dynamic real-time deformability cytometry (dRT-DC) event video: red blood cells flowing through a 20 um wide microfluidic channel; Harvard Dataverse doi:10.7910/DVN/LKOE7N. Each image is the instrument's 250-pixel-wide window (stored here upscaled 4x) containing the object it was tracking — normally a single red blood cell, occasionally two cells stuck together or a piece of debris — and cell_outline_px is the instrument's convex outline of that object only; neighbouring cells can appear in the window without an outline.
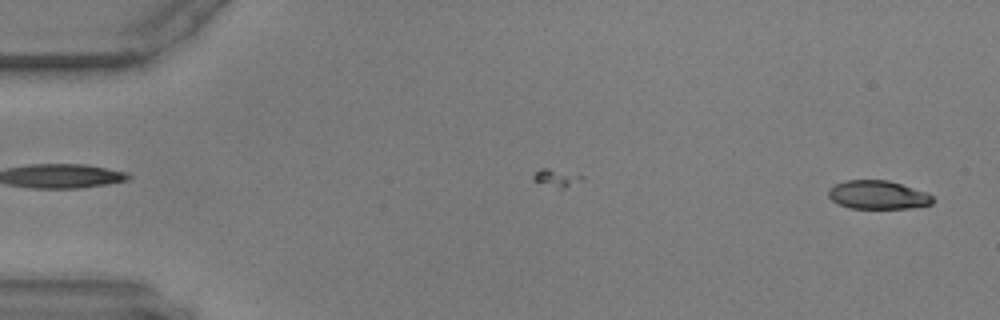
{"species": "common noctule bat (a hibernating species)", "species_latin": "Nyctalus noctula", "temperature_condition": "warm", "stored_images_in_passage": 14, "camera_frame_rate_fps": 3000, "um_per_image_px": 0.085, "animal": {"sex": "male", "body_mass_g": 17.9, "forearm_length_mm": 54.2}, "frame": {"image": 1, "passage_image": 2, "time_ms": 0.333, "image_size_px": [1000, 320], "cell_outline_px": [[936, 200], [932, 204], [908, 208], [848, 208], [836, 204], [828, 196], [828, 188], [844, 180], [888, 180], [924, 192], [932, 196]], "centroid_in_image_um": [74.57, 16.57], "position_along_channel_um": 10.4, "area_um2": 17.34}}